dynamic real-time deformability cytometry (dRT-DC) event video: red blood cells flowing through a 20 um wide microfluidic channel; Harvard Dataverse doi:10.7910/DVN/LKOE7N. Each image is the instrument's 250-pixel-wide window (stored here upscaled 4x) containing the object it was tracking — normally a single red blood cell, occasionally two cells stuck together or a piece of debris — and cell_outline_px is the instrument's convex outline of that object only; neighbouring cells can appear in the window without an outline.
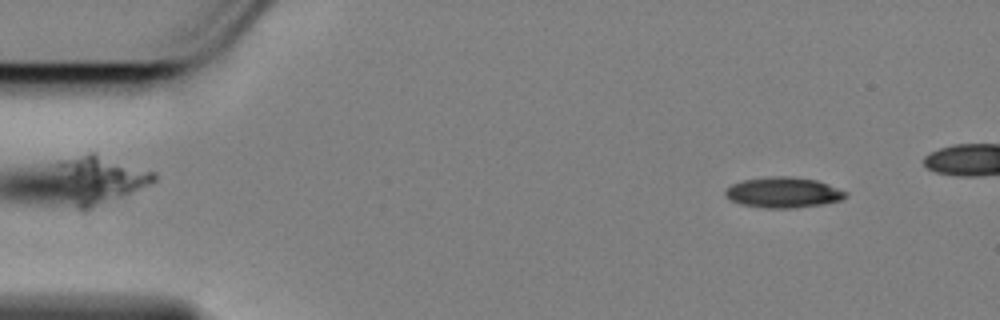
{"species": "Egyptian fruit bat (a non-hibernating species)", "species_latin": "Rousettus aegyptiacus", "temperature_condition": "cold", "stored_images_in_passage": 50, "camera_frame_rate_fps": 3000, "um_per_image_px": 0.085, "animal": {"sex": "female"}, "frame": {"image": 1, "passage_image": 5, "time_ms": 1.333, "image_size_px": [1000, 320], "cell_outline_px": [[848, 196], [840, 200], [824, 204], [796, 208], [764, 208], [740, 204], [732, 200], [724, 192], [732, 184], [744, 180], [768, 176], [788, 176], [816, 180], [828, 184], [848, 192]], "centroid_in_image_um": [66.62, 16.36], "position_along_channel_um": 18.4, "area_um2": 21.39}}
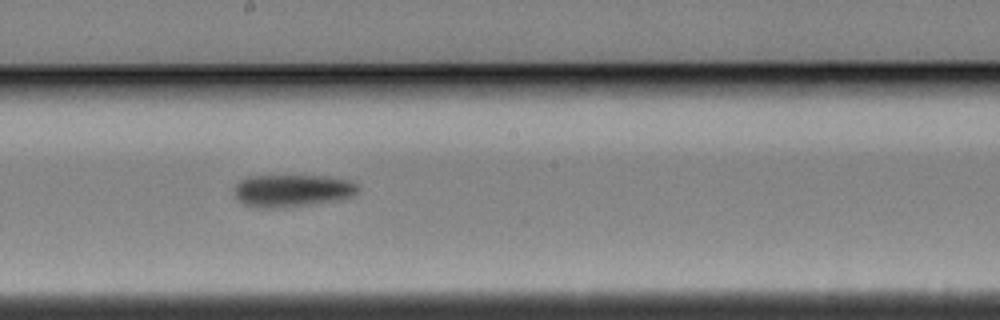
{"frame": {"image": 2, "passage_image": 30, "time_ms": 9.667, "image_size_px": [1000, 320], "cell_outline_px": [[360, 188], [352, 196], [336, 200], [284, 208], [256, 208], [244, 204], [236, 196], [236, 184], [240, 180], [248, 176], [324, 176], [348, 180], [356, 184]], "centroid_in_image_um": [24.83, 16.21], "position_along_channel_um": 223.4, "area_um2": 23.18}}
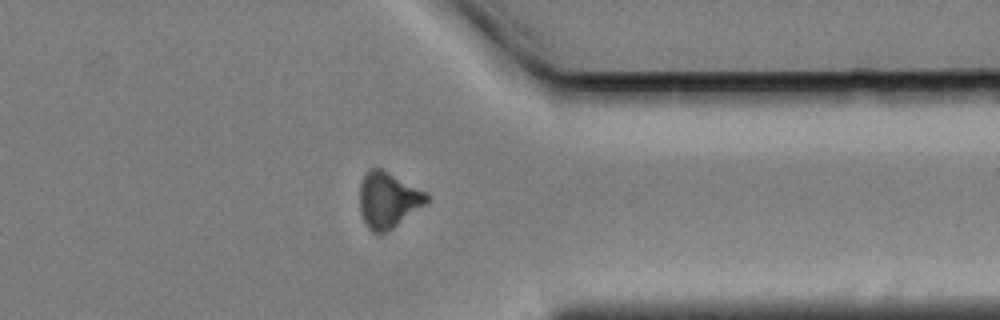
{"frame": {"image": 3, "passage_image": 44, "time_ms": 14.333, "image_size_px": [1000, 320], "cell_outline_px": [[432, 196], [424, 204], [388, 232], [380, 236], [372, 232], [368, 228], [360, 212], [360, 184], [364, 172], [368, 168], [380, 168], [428, 192]], "centroid_in_image_um": [32.97, 17.0], "position_along_channel_um": 378.4, "area_um2": 22.02}}